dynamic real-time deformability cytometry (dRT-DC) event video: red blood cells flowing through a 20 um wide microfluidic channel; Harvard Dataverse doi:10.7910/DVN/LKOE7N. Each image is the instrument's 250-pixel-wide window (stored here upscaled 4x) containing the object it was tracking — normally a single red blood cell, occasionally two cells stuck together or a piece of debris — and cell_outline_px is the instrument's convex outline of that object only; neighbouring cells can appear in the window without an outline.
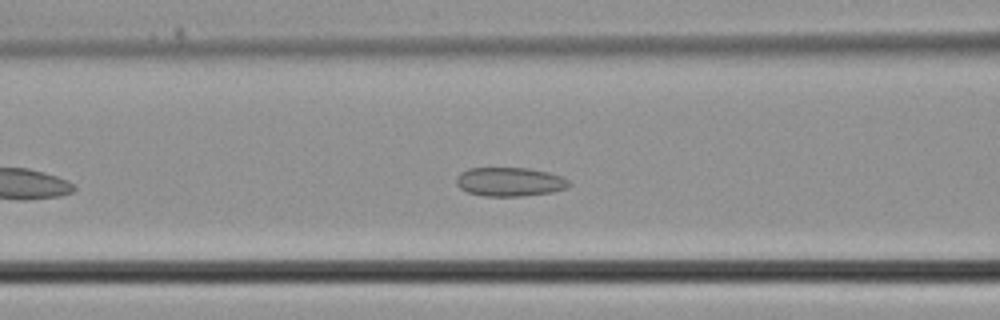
{"species": "common noctule bat (a hibernating species)", "species_latin": "Nyctalus noctula", "temperature_condition": "cold", "stored_images_in_passage": 21, "camera_frame_rate_fps": 3000, "um_per_image_px": 0.085, "animal": {"sex": "male", "body_mass_g": 21.5, "forearm_length_mm": 52.0}, "frame": {"image": 1, "passage_image": 4, "time_ms": 1.0, "image_size_px": [1000, 320], "cell_outline_px": [[572, 184], [568, 188], [552, 192], [520, 196], [484, 196], [468, 192], [460, 188], [456, 184], [456, 176], [460, 172], [468, 168], [528, 168], [548, 172], [560, 176], [568, 180]], "centroid_in_image_um": [43.32, 15.45], "position_along_channel_um": 123.3, "area_um2": 19.07}}
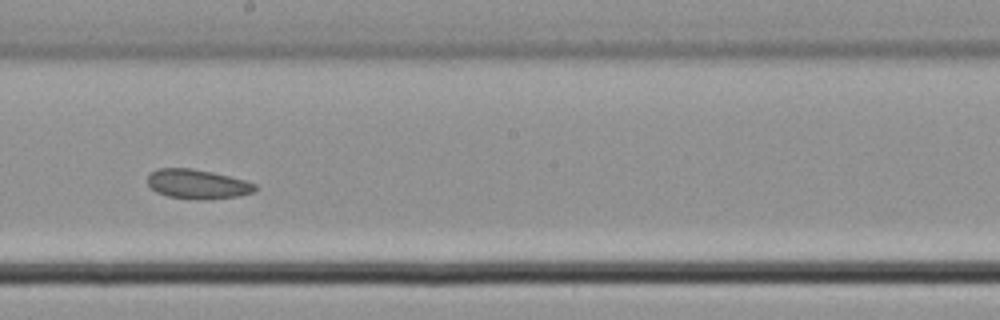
{"frame": {"image": 2, "passage_image": 10, "time_ms": 3.0, "image_size_px": [1000, 320], "cell_outline_px": [[260, 188], [252, 192], [240, 196], [208, 200], [196, 200], [168, 196], [156, 192], [148, 184], [148, 176], [156, 168], [192, 168], [212, 172], [244, 180], [256, 184]], "centroid_in_image_um": [16.81, 15.66], "position_along_channel_um": 231.4, "area_um2": 18.61}}
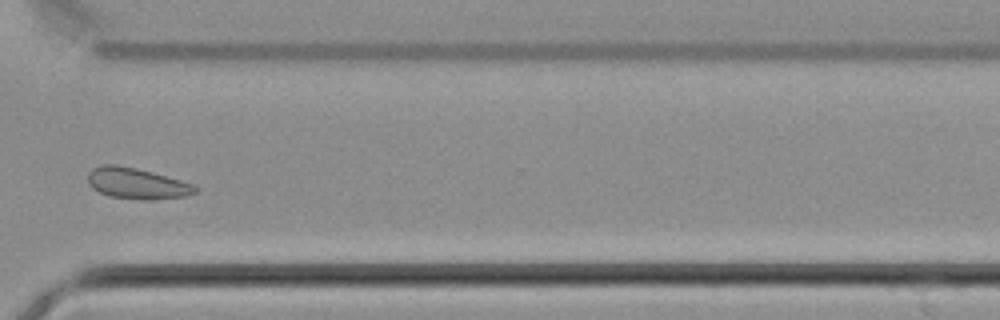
{"frame": {"image": 3, "passage_image": 17, "time_ms": 5.333, "image_size_px": [1000, 320], "cell_outline_px": [[200, 188], [196, 192], [184, 196], [144, 200], [140, 200], [108, 196], [92, 188], [88, 184], [88, 172], [92, 168], [104, 164], [116, 164], [136, 168], [152, 172], [180, 180], [192, 184]], "centroid_in_image_um": [11.59, 15.58], "position_along_channel_um": 359.0, "area_um2": 19.36}}